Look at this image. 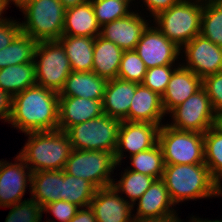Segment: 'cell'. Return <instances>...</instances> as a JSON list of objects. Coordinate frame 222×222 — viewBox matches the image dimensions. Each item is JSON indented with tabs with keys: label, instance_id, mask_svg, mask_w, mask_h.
Listing matches in <instances>:
<instances>
[{
	"label": "cell",
	"instance_id": "obj_1",
	"mask_svg": "<svg viewBox=\"0 0 222 222\" xmlns=\"http://www.w3.org/2000/svg\"><path fill=\"white\" fill-rule=\"evenodd\" d=\"M59 95L34 85L12 97L11 127L22 133L58 130Z\"/></svg>",
	"mask_w": 222,
	"mask_h": 222
},
{
	"label": "cell",
	"instance_id": "obj_2",
	"mask_svg": "<svg viewBox=\"0 0 222 222\" xmlns=\"http://www.w3.org/2000/svg\"><path fill=\"white\" fill-rule=\"evenodd\" d=\"M162 180L175 205L186 200L219 197V184L205 163L165 164Z\"/></svg>",
	"mask_w": 222,
	"mask_h": 222
},
{
	"label": "cell",
	"instance_id": "obj_3",
	"mask_svg": "<svg viewBox=\"0 0 222 222\" xmlns=\"http://www.w3.org/2000/svg\"><path fill=\"white\" fill-rule=\"evenodd\" d=\"M28 140L19 156L32 173L44 170H63L73 151L65 131H41L25 133Z\"/></svg>",
	"mask_w": 222,
	"mask_h": 222
},
{
	"label": "cell",
	"instance_id": "obj_4",
	"mask_svg": "<svg viewBox=\"0 0 222 222\" xmlns=\"http://www.w3.org/2000/svg\"><path fill=\"white\" fill-rule=\"evenodd\" d=\"M203 2L199 0H181L168 10L154 17L155 25L170 41L179 48L190 42L201 32Z\"/></svg>",
	"mask_w": 222,
	"mask_h": 222
},
{
	"label": "cell",
	"instance_id": "obj_5",
	"mask_svg": "<svg viewBox=\"0 0 222 222\" xmlns=\"http://www.w3.org/2000/svg\"><path fill=\"white\" fill-rule=\"evenodd\" d=\"M20 11L25 18L20 22L23 34L37 42L58 40L62 36L65 8L59 0H34Z\"/></svg>",
	"mask_w": 222,
	"mask_h": 222
},
{
	"label": "cell",
	"instance_id": "obj_6",
	"mask_svg": "<svg viewBox=\"0 0 222 222\" xmlns=\"http://www.w3.org/2000/svg\"><path fill=\"white\" fill-rule=\"evenodd\" d=\"M121 121L103 114L69 127L65 133L75 150L115 152Z\"/></svg>",
	"mask_w": 222,
	"mask_h": 222
},
{
	"label": "cell",
	"instance_id": "obj_7",
	"mask_svg": "<svg viewBox=\"0 0 222 222\" xmlns=\"http://www.w3.org/2000/svg\"><path fill=\"white\" fill-rule=\"evenodd\" d=\"M117 166L112 152L73 149L63 171L87 180L100 189L112 186L114 179L111 176Z\"/></svg>",
	"mask_w": 222,
	"mask_h": 222
},
{
	"label": "cell",
	"instance_id": "obj_8",
	"mask_svg": "<svg viewBox=\"0 0 222 222\" xmlns=\"http://www.w3.org/2000/svg\"><path fill=\"white\" fill-rule=\"evenodd\" d=\"M158 144L164 164L204 163V133L180 131L164 123L159 130Z\"/></svg>",
	"mask_w": 222,
	"mask_h": 222
},
{
	"label": "cell",
	"instance_id": "obj_9",
	"mask_svg": "<svg viewBox=\"0 0 222 222\" xmlns=\"http://www.w3.org/2000/svg\"><path fill=\"white\" fill-rule=\"evenodd\" d=\"M34 62L37 85L59 93L65 80L72 72L61 43L58 40L38 42L34 53Z\"/></svg>",
	"mask_w": 222,
	"mask_h": 222
},
{
	"label": "cell",
	"instance_id": "obj_10",
	"mask_svg": "<svg viewBox=\"0 0 222 222\" xmlns=\"http://www.w3.org/2000/svg\"><path fill=\"white\" fill-rule=\"evenodd\" d=\"M169 114L173 121L167 125L180 131L205 133L210 127L220 123L203 87L175 107Z\"/></svg>",
	"mask_w": 222,
	"mask_h": 222
},
{
	"label": "cell",
	"instance_id": "obj_11",
	"mask_svg": "<svg viewBox=\"0 0 222 222\" xmlns=\"http://www.w3.org/2000/svg\"><path fill=\"white\" fill-rule=\"evenodd\" d=\"M149 24L143 31L135 51L147 69L162 65L175 64L180 59L181 48L170 41L155 25Z\"/></svg>",
	"mask_w": 222,
	"mask_h": 222
},
{
	"label": "cell",
	"instance_id": "obj_12",
	"mask_svg": "<svg viewBox=\"0 0 222 222\" xmlns=\"http://www.w3.org/2000/svg\"><path fill=\"white\" fill-rule=\"evenodd\" d=\"M181 51L185 53V62L181 65L190 69L203 79L222 71V47L211 42L201 34L185 44Z\"/></svg>",
	"mask_w": 222,
	"mask_h": 222
},
{
	"label": "cell",
	"instance_id": "obj_13",
	"mask_svg": "<svg viewBox=\"0 0 222 222\" xmlns=\"http://www.w3.org/2000/svg\"><path fill=\"white\" fill-rule=\"evenodd\" d=\"M160 127L147 122L121 121L114 152L117 165H122L123 156L127 157L126 151L132 156L157 145Z\"/></svg>",
	"mask_w": 222,
	"mask_h": 222
},
{
	"label": "cell",
	"instance_id": "obj_14",
	"mask_svg": "<svg viewBox=\"0 0 222 222\" xmlns=\"http://www.w3.org/2000/svg\"><path fill=\"white\" fill-rule=\"evenodd\" d=\"M32 171L17 154L14 163L0 160V207L21 202L29 185L31 193Z\"/></svg>",
	"mask_w": 222,
	"mask_h": 222
},
{
	"label": "cell",
	"instance_id": "obj_15",
	"mask_svg": "<svg viewBox=\"0 0 222 222\" xmlns=\"http://www.w3.org/2000/svg\"><path fill=\"white\" fill-rule=\"evenodd\" d=\"M140 15L141 12L139 14L132 9V12L126 17L104 24L101 27L100 36L112 41L123 51L135 50L143 31L149 25V22H147L149 19L145 20L146 18Z\"/></svg>",
	"mask_w": 222,
	"mask_h": 222
},
{
	"label": "cell",
	"instance_id": "obj_16",
	"mask_svg": "<svg viewBox=\"0 0 222 222\" xmlns=\"http://www.w3.org/2000/svg\"><path fill=\"white\" fill-rule=\"evenodd\" d=\"M112 186L97 189L90 203L97 222H133L132 206Z\"/></svg>",
	"mask_w": 222,
	"mask_h": 222
},
{
	"label": "cell",
	"instance_id": "obj_17",
	"mask_svg": "<svg viewBox=\"0 0 222 222\" xmlns=\"http://www.w3.org/2000/svg\"><path fill=\"white\" fill-rule=\"evenodd\" d=\"M102 101L83 97H59L58 130L66 131L71 126L102 116Z\"/></svg>",
	"mask_w": 222,
	"mask_h": 222
},
{
	"label": "cell",
	"instance_id": "obj_18",
	"mask_svg": "<svg viewBox=\"0 0 222 222\" xmlns=\"http://www.w3.org/2000/svg\"><path fill=\"white\" fill-rule=\"evenodd\" d=\"M136 214L133 219L163 218L171 215H178L173 209L168 189L162 179H156L144 194L137 200ZM173 207V208H172Z\"/></svg>",
	"mask_w": 222,
	"mask_h": 222
},
{
	"label": "cell",
	"instance_id": "obj_19",
	"mask_svg": "<svg viewBox=\"0 0 222 222\" xmlns=\"http://www.w3.org/2000/svg\"><path fill=\"white\" fill-rule=\"evenodd\" d=\"M138 84L120 78L108 80L102 101L103 113L120 121H129V108Z\"/></svg>",
	"mask_w": 222,
	"mask_h": 222
},
{
	"label": "cell",
	"instance_id": "obj_20",
	"mask_svg": "<svg viewBox=\"0 0 222 222\" xmlns=\"http://www.w3.org/2000/svg\"><path fill=\"white\" fill-rule=\"evenodd\" d=\"M202 87V79L181 64L173 71L162 104L166 114L182 104Z\"/></svg>",
	"mask_w": 222,
	"mask_h": 222
},
{
	"label": "cell",
	"instance_id": "obj_21",
	"mask_svg": "<svg viewBox=\"0 0 222 222\" xmlns=\"http://www.w3.org/2000/svg\"><path fill=\"white\" fill-rule=\"evenodd\" d=\"M166 112L162 104V96L139 83L129 108V121L147 122L162 125Z\"/></svg>",
	"mask_w": 222,
	"mask_h": 222
},
{
	"label": "cell",
	"instance_id": "obj_22",
	"mask_svg": "<svg viewBox=\"0 0 222 222\" xmlns=\"http://www.w3.org/2000/svg\"><path fill=\"white\" fill-rule=\"evenodd\" d=\"M107 80L93 71H72L65 80L59 97H83L85 99L103 100Z\"/></svg>",
	"mask_w": 222,
	"mask_h": 222
},
{
	"label": "cell",
	"instance_id": "obj_23",
	"mask_svg": "<svg viewBox=\"0 0 222 222\" xmlns=\"http://www.w3.org/2000/svg\"><path fill=\"white\" fill-rule=\"evenodd\" d=\"M101 33L91 1L65 9L62 35L97 37Z\"/></svg>",
	"mask_w": 222,
	"mask_h": 222
},
{
	"label": "cell",
	"instance_id": "obj_24",
	"mask_svg": "<svg viewBox=\"0 0 222 222\" xmlns=\"http://www.w3.org/2000/svg\"><path fill=\"white\" fill-rule=\"evenodd\" d=\"M63 170H44L32 173L31 198L42 208L62 200Z\"/></svg>",
	"mask_w": 222,
	"mask_h": 222
},
{
	"label": "cell",
	"instance_id": "obj_25",
	"mask_svg": "<svg viewBox=\"0 0 222 222\" xmlns=\"http://www.w3.org/2000/svg\"><path fill=\"white\" fill-rule=\"evenodd\" d=\"M93 53L92 71L107 81L117 78L124 51L98 35L95 37Z\"/></svg>",
	"mask_w": 222,
	"mask_h": 222
},
{
	"label": "cell",
	"instance_id": "obj_26",
	"mask_svg": "<svg viewBox=\"0 0 222 222\" xmlns=\"http://www.w3.org/2000/svg\"><path fill=\"white\" fill-rule=\"evenodd\" d=\"M58 41L65 50L72 71H92L95 37L62 35Z\"/></svg>",
	"mask_w": 222,
	"mask_h": 222
},
{
	"label": "cell",
	"instance_id": "obj_27",
	"mask_svg": "<svg viewBox=\"0 0 222 222\" xmlns=\"http://www.w3.org/2000/svg\"><path fill=\"white\" fill-rule=\"evenodd\" d=\"M36 84L34 61L0 69V89L11 97Z\"/></svg>",
	"mask_w": 222,
	"mask_h": 222
},
{
	"label": "cell",
	"instance_id": "obj_28",
	"mask_svg": "<svg viewBox=\"0 0 222 222\" xmlns=\"http://www.w3.org/2000/svg\"><path fill=\"white\" fill-rule=\"evenodd\" d=\"M204 163L213 179L219 184L222 196V123L210 127L204 133Z\"/></svg>",
	"mask_w": 222,
	"mask_h": 222
},
{
	"label": "cell",
	"instance_id": "obj_29",
	"mask_svg": "<svg viewBox=\"0 0 222 222\" xmlns=\"http://www.w3.org/2000/svg\"><path fill=\"white\" fill-rule=\"evenodd\" d=\"M37 41L22 32L7 47L0 50V69L34 61Z\"/></svg>",
	"mask_w": 222,
	"mask_h": 222
},
{
	"label": "cell",
	"instance_id": "obj_30",
	"mask_svg": "<svg viewBox=\"0 0 222 222\" xmlns=\"http://www.w3.org/2000/svg\"><path fill=\"white\" fill-rule=\"evenodd\" d=\"M123 174V175H122ZM121 174L120 180L113 181L112 187L121 194H126V201L134 209L136 201L151 186L156 178L127 169ZM115 182V183H114Z\"/></svg>",
	"mask_w": 222,
	"mask_h": 222
},
{
	"label": "cell",
	"instance_id": "obj_31",
	"mask_svg": "<svg viewBox=\"0 0 222 222\" xmlns=\"http://www.w3.org/2000/svg\"><path fill=\"white\" fill-rule=\"evenodd\" d=\"M97 188L89 181L64 172L62 200L69 201L80 208L90 206Z\"/></svg>",
	"mask_w": 222,
	"mask_h": 222
},
{
	"label": "cell",
	"instance_id": "obj_32",
	"mask_svg": "<svg viewBox=\"0 0 222 222\" xmlns=\"http://www.w3.org/2000/svg\"><path fill=\"white\" fill-rule=\"evenodd\" d=\"M131 169L129 170L142 173L156 179H162L164 171L163 152L159 144L150 149L140 151L129 156Z\"/></svg>",
	"mask_w": 222,
	"mask_h": 222
},
{
	"label": "cell",
	"instance_id": "obj_33",
	"mask_svg": "<svg viewBox=\"0 0 222 222\" xmlns=\"http://www.w3.org/2000/svg\"><path fill=\"white\" fill-rule=\"evenodd\" d=\"M200 34L222 47V7L216 2H203Z\"/></svg>",
	"mask_w": 222,
	"mask_h": 222
},
{
	"label": "cell",
	"instance_id": "obj_34",
	"mask_svg": "<svg viewBox=\"0 0 222 222\" xmlns=\"http://www.w3.org/2000/svg\"><path fill=\"white\" fill-rule=\"evenodd\" d=\"M90 1L93 5L97 22L101 27L106 23L126 17L132 12L131 8L126 3L119 0Z\"/></svg>",
	"mask_w": 222,
	"mask_h": 222
},
{
	"label": "cell",
	"instance_id": "obj_35",
	"mask_svg": "<svg viewBox=\"0 0 222 222\" xmlns=\"http://www.w3.org/2000/svg\"><path fill=\"white\" fill-rule=\"evenodd\" d=\"M147 67L135 50H125L120 62L117 78L142 83Z\"/></svg>",
	"mask_w": 222,
	"mask_h": 222
},
{
	"label": "cell",
	"instance_id": "obj_36",
	"mask_svg": "<svg viewBox=\"0 0 222 222\" xmlns=\"http://www.w3.org/2000/svg\"><path fill=\"white\" fill-rule=\"evenodd\" d=\"M10 207L5 222H42L43 208L31 197L6 208Z\"/></svg>",
	"mask_w": 222,
	"mask_h": 222
},
{
	"label": "cell",
	"instance_id": "obj_37",
	"mask_svg": "<svg viewBox=\"0 0 222 222\" xmlns=\"http://www.w3.org/2000/svg\"><path fill=\"white\" fill-rule=\"evenodd\" d=\"M174 66V67H173ZM176 65H162L147 69L142 84L160 96L166 91Z\"/></svg>",
	"mask_w": 222,
	"mask_h": 222
},
{
	"label": "cell",
	"instance_id": "obj_38",
	"mask_svg": "<svg viewBox=\"0 0 222 222\" xmlns=\"http://www.w3.org/2000/svg\"><path fill=\"white\" fill-rule=\"evenodd\" d=\"M202 87L210 98L215 114L222 119V71L202 79Z\"/></svg>",
	"mask_w": 222,
	"mask_h": 222
},
{
	"label": "cell",
	"instance_id": "obj_39",
	"mask_svg": "<svg viewBox=\"0 0 222 222\" xmlns=\"http://www.w3.org/2000/svg\"><path fill=\"white\" fill-rule=\"evenodd\" d=\"M80 209L77 205L70 203L69 201L58 200L51 202L43 207V213L48 212L55 216V219L59 222H69ZM57 221V222H58ZM46 222H56L51 219L46 220Z\"/></svg>",
	"mask_w": 222,
	"mask_h": 222
},
{
	"label": "cell",
	"instance_id": "obj_40",
	"mask_svg": "<svg viewBox=\"0 0 222 222\" xmlns=\"http://www.w3.org/2000/svg\"><path fill=\"white\" fill-rule=\"evenodd\" d=\"M21 32L20 21L6 17L0 20V50L10 45Z\"/></svg>",
	"mask_w": 222,
	"mask_h": 222
},
{
	"label": "cell",
	"instance_id": "obj_41",
	"mask_svg": "<svg viewBox=\"0 0 222 222\" xmlns=\"http://www.w3.org/2000/svg\"><path fill=\"white\" fill-rule=\"evenodd\" d=\"M181 0H143L145 9L151 14L150 17H155L160 12L168 10L173 5L177 4Z\"/></svg>",
	"mask_w": 222,
	"mask_h": 222
},
{
	"label": "cell",
	"instance_id": "obj_42",
	"mask_svg": "<svg viewBox=\"0 0 222 222\" xmlns=\"http://www.w3.org/2000/svg\"><path fill=\"white\" fill-rule=\"evenodd\" d=\"M12 113V97L0 89V120L9 123Z\"/></svg>",
	"mask_w": 222,
	"mask_h": 222
},
{
	"label": "cell",
	"instance_id": "obj_43",
	"mask_svg": "<svg viewBox=\"0 0 222 222\" xmlns=\"http://www.w3.org/2000/svg\"><path fill=\"white\" fill-rule=\"evenodd\" d=\"M69 222H97L90 206L80 208L76 215Z\"/></svg>",
	"mask_w": 222,
	"mask_h": 222
},
{
	"label": "cell",
	"instance_id": "obj_44",
	"mask_svg": "<svg viewBox=\"0 0 222 222\" xmlns=\"http://www.w3.org/2000/svg\"><path fill=\"white\" fill-rule=\"evenodd\" d=\"M133 222H183L178 215L166 216L163 218L133 219Z\"/></svg>",
	"mask_w": 222,
	"mask_h": 222
},
{
	"label": "cell",
	"instance_id": "obj_45",
	"mask_svg": "<svg viewBox=\"0 0 222 222\" xmlns=\"http://www.w3.org/2000/svg\"><path fill=\"white\" fill-rule=\"evenodd\" d=\"M10 1L13 2L16 7H19L20 10H22L26 5L34 0H3L5 9H8L7 7H9V4L11 3Z\"/></svg>",
	"mask_w": 222,
	"mask_h": 222
},
{
	"label": "cell",
	"instance_id": "obj_46",
	"mask_svg": "<svg viewBox=\"0 0 222 222\" xmlns=\"http://www.w3.org/2000/svg\"><path fill=\"white\" fill-rule=\"evenodd\" d=\"M65 9L85 3L89 0H59Z\"/></svg>",
	"mask_w": 222,
	"mask_h": 222
},
{
	"label": "cell",
	"instance_id": "obj_47",
	"mask_svg": "<svg viewBox=\"0 0 222 222\" xmlns=\"http://www.w3.org/2000/svg\"><path fill=\"white\" fill-rule=\"evenodd\" d=\"M189 222H222V220L220 219V220H209V219H202V218H198V217H194L193 215H192V217H190V220H189Z\"/></svg>",
	"mask_w": 222,
	"mask_h": 222
},
{
	"label": "cell",
	"instance_id": "obj_48",
	"mask_svg": "<svg viewBox=\"0 0 222 222\" xmlns=\"http://www.w3.org/2000/svg\"><path fill=\"white\" fill-rule=\"evenodd\" d=\"M6 11L4 4H3V0H0V20L4 19L5 17H3L2 14H4V12Z\"/></svg>",
	"mask_w": 222,
	"mask_h": 222
},
{
	"label": "cell",
	"instance_id": "obj_49",
	"mask_svg": "<svg viewBox=\"0 0 222 222\" xmlns=\"http://www.w3.org/2000/svg\"><path fill=\"white\" fill-rule=\"evenodd\" d=\"M119 1L126 3L129 7H131L130 5H131L132 1L135 2V0H119Z\"/></svg>",
	"mask_w": 222,
	"mask_h": 222
},
{
	"label": "cell",
	"instance_id": "obj_50",
	"mask_svg": "<svg viewBox=\"0 0 222 222\" xmlns=\"http://www.w3.org/2000/svg\"><path fill=\"white\" fill-rule=\"evenodd\" d=\"M199 1H202V2H213V1H216V0H199Z\"/></svg>",
	"mask_w": 222,
	"mask_h": 222
},
{
	"label": "cell",
	"instance_id": "obj_51",
	"mask_svg": "<svg viewBox=\"0 0 222 222\" xmlns=\"http://www.w3.org/2000/svg\"><path fill=\"white\" fill-rule=\"evenodd\" d=\"M216 2L222 7V0H216Z\"/></svg>",
	"mask_w": 222,
	"mask_h": 222
}]
</instances>
